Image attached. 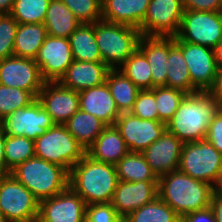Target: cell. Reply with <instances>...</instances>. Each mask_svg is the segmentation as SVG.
<instances>
[{
  "label": "cell",
  "mask_w": 222,
  "mask_h": 222,
  "mask_svg": "<svg viewBox=\"0 0 222 222\" xmlns=\"http://www.w3.org/2000/svg\"><path fill=\"white\" fill-rule=\"evenodd\" d=\"M221 108L220 103L208 92L186 94L166 123V129L183 143L204 140L211 120Z\"/></svg>",
  "instance_id": "6da1fadb"
},
{
  "label": "cell",
  "mask_w": 222,
  "mask_h": 222,
  "mask_svg": "<svg viewBox=\"0 0 222 222\" xmlns=\"http://www.w3.org/2000/svg\"><path fill=\"white\" fill-rule=\"evenodd\" d=\"M118 182L114 164L95 161L87 154L69 172V187L87 205L111 203Z\"/></svg>",
  "instance_id": "7a4b0ae2"
},
{
  "label": "cell",
  "mask_w": 222,
  "mask_h": 222,
  "mask_svg": "<svg viewBox=\"0 0 222 222\" xmlns=\"http://www.w3.org/2000/svg\"><path fill=\"white\" fill-rule=\"evenodd\" d=\"M215 188L179 169L158 177V197L181 218L188 213L209 207Z\"/></svg>",
  "instance_id": "3957f363"
},
{
  "label": "cell",
  "mask_w": 222,
  "mask_h": 222,
  "mask_svg": "<svg viewBox=\"0 0 222 222\" xmlns=\"http://www.w3.org/2000/svg\"><path fill=\"white\" fill-rule=\"evenodd\" d=\"M10 174L41 202L69 186V172L60 165L33 157L17 165Z\"/></svg>",
  "instance_id": "277c9868"
},
{
  "label": "cell",
  "mask_w": 222,
  "mask_h": 222,
  "mask_svg": "<svg viewBox=\"0 0 222 222\" xmlns=\"http://www.w3.org/2000/svg\"><path fill=\"white\" fill-rule=\"evenodd\" d=\"M95 40L102 62L118 69L137 49L141 31L135 27L100 20L94 23Z\"/></svg>",
  "instance_id": "5b68a950"
},
{
  "label": "cell",
  "mask_w": 222,
  "mask_h": 222,
  "mask_svg": "<svg viewBox=\"0 0 222 222\" xmlns=\"http://www.w3.org/2000/svg\"><path fill=\"white\" fill-rule=\"evenodd\" d=\"M179 170L219 189L222 185V154L206 139L184 143Z\"/></svg>",
  "instance_id": "8992f818"
},
{
  "label": "cell",
  "mask_w": 222,
  "mask_h": 222,
  "mask_svg": "<svg viewBox=\"0 0 222 222\" xmlns=\"http://www.w3.org/2000/svg\"><path fill=\"white\" fill-rule=\"evenodd\" d=\"M35 157L57 164L68 172L86 151L65 125L55 124L34 141Z\"/></svg>",
  "instance_id": "52a82bcc"
},
{
  "label": "cell",
  "mask_w": 222,
  "mask_h": 222,
  "mask_svg": "<svg viewBox=\"0 0 222 222\" xmlns=\"http://www.w3.org/2000/svg\"><path fill=\"white\" fill-rule=\"evenodd\" d=\"M40 202L11 174L0 175V209L8 222H38Z\"/></svg>",
  "instance_id": "ba28073f"
},
{
  "label": "cell",
  "mask_w": 222,
  "mask_h": 222,
  "mask_svg": "<svg viewBox=\"0 0 222 222\" xmlns=\"http://www.w3.org/2000/svg\"><path fill=\"white\" fill-rule=\"evenodd\" d=\"M176 37L181 41L214 48L222 39V13L184 10Z\"/></svg>",
  "instance_id": "9c48e42d"
},
{
  "label": "cell",
  "mask_w": 222,
  "mask_h": 222,
  "mask_svg": "<svg viewBox=\"0 0 222 222\" xmlns=\"http://www.w3.org/2000/svg\"><path fill=\"white\" fill-rule=\"evenodd\" d=\"M183 13L182 0H150L140 26L141 34L175 37L178 34Z\"/></svg>",
  "instance_id": "30bf717a"
},
{
  "label": "cell",
  "mask_w": 222,
  "mask_h": 222,
  "mask_svg": "<svg viewBox=\"0 0 222 222\" xmlns=\"http://www.w3.org/2000/svg\"><path fill=\"white\" fill-rule=\"evenodd\" d=\"M175 44L182 50L193 83V93L208 92L214 83L217 63L213 48L179 40Z\"/></svg>",
  "instance_id": "8fae6325"
},
{
  "label": "cell",
  "mask_w": 222,
  "mask_h": 222,
  "mask_svg": "<svg viewBox=\"0 0 222 222\" xmlns=\"http://www.w3.org/2000/svg\"><path fill=\"white\" fill-rule=\"evenodd\" d=\"M115 126L120 131L129 152L140 153L167 130L166 124L161 121L141 119L130 112L121 113Z\"/></svg>",
  "instance_id": "7c38bea8"
},
{
  "label": "cell",
  "mask_w": 222,
  "mask_h": 222,
  "mask_svg": "<svg viewBox=\"0 0 222 222\" xmlns=\"http://www.w3.org/2000/svg\"><path fill=\"white\" fill-rule=\"evenodd\" d=\"M3 122L6 135L25 136L34 141L55 125L37 98L27 107L8 115Z\"/></svg>",
  "instance_id": "4fadbf2b"
},
{
  "label": "cell",
  "mask_w": 222,
  "mask_h": 222,
  "mask_svg": "<svg viewBox=\"0 0 222 222\" xmlns=\"http://www.w3.org/2000/svg\"><path fill=\"white\" fill-rule=\"evenodd\" d=\"M44 83L35 60L15 56L0 60V84L26 90L36 99Z\"/></svg>",
  "instance_id": "5bb4252c"
},
{
  "label": "cell",
  "mask_w": 222,
  "mask_h": 222,
  "mask_svg": "<svg viewBox=\"0 0 222 222\" xmlns=\"http://www.w3.org/2000/svg\"><path fill=\"white\" fill-rule=\"evenodd\" d=\"M45 82H58L74 61L68 38L47 35L35 58Z\"/></svg>",
  "instance_id": "9a60e30c"
},
{
  "label": "cell",
  "mask_w": 222,
  "mask_h": 222,
  "mask_svg": "<svg viewBox=\"0 0 222 222\" xmlns=\"http://www.w3.org/2000/svg\"><path fill=\"white\" fill-rule=\"evenodd\" d=\"M86 203L69 186L40 202L38 222H85Z\"/></svg>",
  "instance_id": "2e32d148"
},
{
  "label": "cell",
  "mask_w": 222,
  "mask_h": 222,
  "mask_svg": "<svg viewBox=\"0 0 222 222\" xmlns=\"http://www.w3.org/2000/svg\"><path fill=\"white\" fill-rule=\"evenodd\" d=\"M55 124L64 125L79 109V92L58 82H45L37 98Z\"/></svg>",
  "instance_id": "e0dca14e"
},
{
  "label": "cell",
  "mask_w": 222,
  "mask_h": 222,
  "mask_svg": "<svg viewBox=\"0 0 222 222\" xmlns=\"http://www.w3.org/2000/svg\"><path fill=\"white\" fill-rule=\"evenodd\" d=\"M158 197V181H120L111 201L117 214L126 218L131 212Z\"/></svg>",
  "instance_id": "ac0fdd59"
},
{
  "label": "cell",
  "mask_w": 222,
  "mask_h": 222,
  "mask_svg": "<svg viewBox=\"0 0 222 222\" xmlns=\"http://www.w3.org/2000/svg\"><path fill=\"white\" fill-rule=\"evenodd\" d=\"M183 142L168 132L153 142L142 154L157 177L179 169Z\"/></svg>",
  "instance_id": "d6986e66"
},
{
  "label": "cell",
  "mask_w": 222,
  "mask_h": 222,
  "mask_svg": "<svg viewBox=\"0 0 222 222\" xmlns=\"http://www.w3.org/2000/svg\"><path fill=\"white\" fill-rule=\"evenodd\" d=\"M79 106L81 110L99 118L107 126L115 125L121 114L106 82L79 92Z\"/></svg>",
  "instance_id": "ffe728a7"
},
{
  "label": "cell",
  "mask_w": 222,
  "mask_h": 222,
  "mask_svg": "<svg viewBox=\"0 0 222 222\" xmlns=\"http://www.w3.org/2000/svg\"><path fill=\"white\" fill-rule=\"evenodd\" d=\"M110 68L102 61L85 62L74 60L60 79V83L77 92L106 82Z\"/></svg>",
  "instance_id": "44dd1931"
},
{
  "label": "cell",
  "mask_w": 222,
  "mask_h": 222,
  "mask_svg": "<svg viewBox=\"0 0 222 222\" xmlns=\"http://www.w3.org/2000/svg\"><path fill=\"white\" fill-rule=\"evenodd\" d=\"M138 49L145 55L150 64L152 89L154 87H166L169 37L142 35Z\"/></svg>",
  "instance_id": "7402d4cb"
},
{
  "label": "cell",
  "mask_w": 222,
  "mask_h": 222,
  "mask_svg": "<svg viewBox=\"0 0 222 222\" xmlns=\"http://www.w3.org/2000/svg\"><path fill=\"white\" fill-rule=\"evenodd\" d=\"M150 0H102V20L140 30Z\"/></svg>",
  "instance_id": "603a6c76"
},
{
  "label": "cell",
  "mask_w": 222,
  "mask_h": 222,
  "mask_svg": "<svg viewBox=\"0 0 222 222\" xmlns=\"http://www.w3.org/2000/svg\"><path fill=\"white\" fill-rule=\"evenodd\" d=\"M129 152L115 125L107 126L96 138L86 154L93 160L116 165Z\"/></svg>",
  "instance_id": "cb8c5ba5"
},
{
  "label": "cell",
  "mask_w": 222,
  "mask_h": 222,
  "mask_svg": "<svg viewBox=\"0 0 222 222\" xmlns=\"http://www.w3.org/2000/svg\"><path fill=\"white\" fill-rule=\"evenodd\" d=\"M43 24L48 35L68 38L81 22L61 0H50Z\"/></svg>",
  "instance_id": "d4e9b609"
},
{
  "label": "cell",
  "mask_w": 222,
  "mask_h": 222,
  "mask_svg": "<svg viewBox=\"0 0 222 222\" xmlns=\"http://www.w3.org/2000/svg\"><path fill=\"white\" fill-rule=\"evenodd\" d=\"M47 35V29L43 23L18 24L14 56L35 60Z\"/></svg>",
  "instance_id": "484cf974"
},
{
  "label": "cell",
  "mask_w": 222,
  "mask_h": 222,
  "mask_svg": "<svg viewBox=\"0 0 222 222\" xmlns=\"http://www.w3.org/2000/svg\"><path fill=\"white\" fill-rule=\"evenodd\" d=\"M68 131L87 151L107 127L99 118L79 109L65 124Z\"/></svg>",
  "instance_id": "4316f807"
},
{
  "label": "cell",
  "mask_w": 222,
  "mask_h": 222,
  "mask_svg": "<svg viewBox=\"0 0 222 222\" xmlns=\"http://www.w3.org/2000/svg\"><path fill=\"white\" fill-rule=\"evenodd\" d=\"M166 87L193 94V83L182 50L175 44V37H169V57Z\"/></svg>",
  "instance_id": "83f0119b"
},
{
  "label": "cell",
  "mask_w": 222,
  "mask_h": 222,
  "mask_svg": "<svg viewBox=\"0 0 222 222\" xmlns=\"http://www.w3.org/2000/svg\"><path fill=\"white\" fill-rule=\"evenodd\" d=\"M106 83L119 112H130L140 89L119 69L108 71Z\"/></svg>",
  "instance_id": "f1b7e54d"
},
{
  "label": "cell",
  "mask_w": 222,
  "mask_h": 222,
  "mask_svg": "<svg viewBox=\"0 0 222 222\" xmlns=\"http://www.w3.org/2000/svg\"><path fill=\"white\" fill-rule=\"evenodd\" d=\"M68 39L74 60L85 62L102 61L95 40L94 23H81Z\"/></svg>",
  "instance_id": "f546056e"
},
{
  "label": "cell",
  "mask_w": 222,
  "mask_h": 222,
  "mask_svg": "<svg viewBox=\"0 0 222 222\" xmlns=\"http://www.w3.org/2000/svg\"><path fill=\"white\" fill-rule=\"evenodd\" d=\"M115 166L120 181H158V177L140 152H128Z\"/></svg>",
  "instance_id": "4dcf8cb0"
},
{
  "label": "cell",
  "mask_w": 222,
  "mask_h": 222,
  "mask_svg": "<svg viewBox=\"0 0 222 222\" xmlns=\"http://www.w3.org/2000/svg\"><path fill=\"white\" fill-rule=\"evenodd\" d=\"M123 222H181V217L168 204L156 197L131 212Z\"/></svg>",
  "instance_id": "1f68e13d"
},
{
  "label": "cell",
  "mask_w": 222,
  "mask_h": 222,
  "mask_svg": "<svg viewBox=\"0 0 222 222\" xmlns=\"http://www.w3.org/2000/svg\"><path fill=\"white\" fill-rule=\"evenodd\" d=\"M4 154L6 174L17 165L35 157L34 140L25 136L5 135Z\"/></svg>",
  "instance_id": "d6a6232c"
},
{
  "label": "cell",
  "mask_w": 222,
  "mask_h": 222,
  "mask_svg": "<svg viewBox=\"0 0 222 222\" xmlns=\"http://www.w3.org/2000/svg\"><path fill=\"white\" fill-rule=\"evenodd\" d=\"M118 69L140 90L152 89L150 64L139 49H137Z\"/></svg>",
  "instance_id": "836d02e7"
},
{
  "label": "cell",
  "mask_w": 222,
  "mask_h": 222,
  "mask_svg": "<svg viewBox=\"0 0 222 222\" xmlns=\"http://www.w3.org/2000/svg\"><path fill=\"white\" fill-rule=\"evenodd\" d=\"M50 0H15L10 15L18 24L43 23Z\"/></svg>",
  "instance_id": "e575fe53"
},
{
  "label": "cell",
  "mask_w": 222,
  "mask_h": 222,
  "mask_svg": "<svg viewBox=\"0 0 222 222\" xmlns=\"http://www.w3.org/2000/svg\"><path fill=\"white\" fill-rule=\"evenodd\" d=\"M35 98L26 90L0 84V119L27 107Z\"/></svg>",
  "instance_id": "d590c367"
},
{
  "label": "cell",
  "mask_w": 222,
  "mask_h": 222,
  "mask_svg": "<svg viewBox=\"0 0 222 222\" xmlns=\"http://www.w3.org/2000/svg\"><path fill=\"white\" fill-rule=\"evenodd\" d=\"M154 95L159 121L166 124L177 111L181 100L186 94L181 90L161 86L154 87Z\"/></svg>",
  "instance_id": "8d00e7d4"
},
{
  "label": "cell",
  "mask_w": 222,
  "mask_h": 222,
  "mask_svg": "<svg viewBox=\"0 0 222 222\" xmlns=\"http://www.w3.org/2000/svg\"><path fill=\"white\" fill-rule=\"evenodd\" d=\"M81 23L102 20V0H61Z\"/></svg>",
  "instance_id": "74e56055"
},
{
  "label": "cell",
  "mask_w": 222,
  "mask_h": 222,
  "mask_svg": "<svg viewBox=\"0 0 222 222\" xmlns=\"http://www.w3.org/2000/svg\"><path fill=\"white\" fill-rule=\"evenodd\" d=\"M17 21L10 14L0 15V60L14 56Z\"/></svg>",
  "instance_id": "f35d334b"
},
{
  "label": "cell",
  "mask_w": 222,
  "mask_h": 222,
  "mask_svg": "<svg viewBox=\"0 0 222 222\" xmlns=\"http://www.w3.org/2000/svg\"><path fill=\"white\" fill-rule=\"evenodd\" d=\"M130 113L141 119L159 121L154 88L151 90H140L138 92L133 109Z\"/></svg>",
  "instance_id": "ab89813d"
},
{
  "label": "cell",
  "mask_w": 222,
  "mask_h": 222,
  "mask_svg": "<svg viewBox=\"0 0 222 222\" xmlns=\"http://www.w3.org/2000/svg\"><path fill=\"white\" fill-rule=\"evenodd\" d=\"M85 222H123L111 203L86 205Z\"/></svg>",
  "instance_id": "60d3db41"
},
{
  "label": "cell",
  "mask_w": 222,
  "mask_h": 222,
  "mask_svg": "<svg viewBox=\"0 0 222 222\" xmlns=\"http://www.w3.org/2000/svg\"><path fill=\"white\" fill-rule=\"evenodd\" d=\"M205 139L222 154V108L211 120Z\"/></svg>",
  "instance_id": "b9f144b4"
},
{
  "label": "cell",
  "mask_w": 222,
  "mask_h": 222,
  "mask_svg": "<svg viewBox=\"0 0 222 222\" xmlns=\"http://www.w3.org/2000/svg\"><path fill=\"white\" fill-rule=\"evenodd\" d=\"M184 10L221 12V0H182Z\"/></svg>",
  "instance_id": "7bdbcfd3"
},
{
  "label": "cell",
  "mask_w": 222,
  "mask_h": 222,
  "mask_svg": "<svg viewBox=\"0 0 222 222\" xmlns=\"http://www.w3.org/2000/svg\"><path fill=\"white\" fill-rule=\"evenodd\" d=\"M181 222H215V217L208 207L203 210L191 212L181 218Z\"/></svg>",
  "instance_id": "ee69618b"
},
{
  "label": "cell",
  "mask_w": 222,
  "mask_h": 222,
  "mask_svg": "<svg viewBox=\"0 0 222 222\" xmlns=\"http://www.w3.org/2000/svg\"><path fill=\"white\" fill-rule=\"evenodd\" d=\"M209 208L215 217V222H222V190L215 189L213 191Z\"/></svg>",
  "instance_id": "f6af8a7d"
},
{
  "label": "cell",
  "mask_w": 222,
  "mask_h": 222,
  "mask_svg": "<svg viewBox=\"0 0 222 222\" xmlns=\"http://www.w3.org/2000/svg\"><path fill=\"white\" fill-rule=\"evenodd\" d=\"M222 106V67H218L214 83L208 91Z\"/></svg>",
  "instance_id": "bcb514c9"
},
{
  "label": "cell",
  "mask_w": 222,
  "mask_h": 222,
  "mask_svg": "<svg viewBox=\"0 0 222 222\" xmlns=\"http://www.w3.org/2000/svg\"><path fill=\"white\" fill-rule=\"evenodd\" d=\"M5 128L3 119H0V175H6V163L4 154Z\"/></svg>",
  "instance_id": "7dc6e473"
},
{
  "label": "cell",
  "mask_w": 222,
  "mask_h": 222,
  "mask_svg": "<svg viewBox=\"0 0 222 222\" xmlns=\"http://www.w3.org/2000/svg\"><path fill=\"white\" fill-rule=\"evenodd\" d=\"M15 0H0V14H10Z\"/></svg>",
  "instance_id": "c3c4849f"
},
{
  "label": "cell",
  "mask_w": 222,
  "mask_h": 222,
  "mask_svg": "<svg viewBox=\"0 0 222 222\" xmlns=\"http://www.w3.org/2000/svg\"><path fill=\"white\" fill-rule=\"evenodd\" d=\"M215 60L218 67H222V39L213 48Z\"/></svg>",
  "instance_id": "681fc988"
},
{
  "label": "cell",
  "mask_w": 222,
  "mask_h": 222,
  "mask_svg": "<svg viewBox=\"0 0 222 222\" xmlns=\"http://www.w3.org/2000/svg\"><path fill=\"white\" fill-rule=\"evenodd\" d=\"M0 222H8L1 209H0Z\"/></svg>",
  "instance_id": "f907efd6"
}]
</instances>
